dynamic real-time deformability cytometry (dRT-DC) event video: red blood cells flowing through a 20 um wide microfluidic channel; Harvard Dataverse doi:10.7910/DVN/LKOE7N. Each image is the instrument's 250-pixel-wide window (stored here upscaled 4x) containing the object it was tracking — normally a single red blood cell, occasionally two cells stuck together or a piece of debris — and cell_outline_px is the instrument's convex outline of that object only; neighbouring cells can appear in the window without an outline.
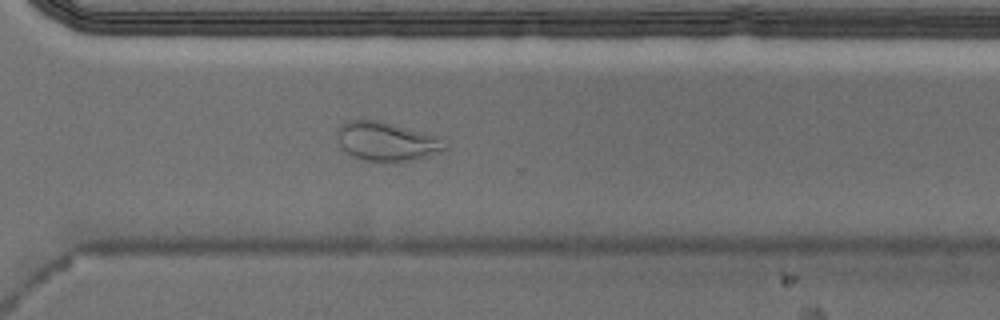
{"species": "Egyptian fruit bat (a non-hibernating species)", "species_latin": "Rousettus aegyptiacus", "temperature_condition": "cold", "stored_images_in_passage": 54, "camera_frame_rate_fps": 3000, "um_per_image_px": 0.085, "animal": {"sex": "male"}, "frame": {"image": 1, "passage_image": 39, "time_ms": 12.667, "image_size_px": [1000, 320], "cell_outline_px": [[448, 148], [412, 160], [368, 160], [356, 156], [348, 152], [340, 144], [336, 136], [336, 132], [348, 120], [380, 120], [424, 132], [436, 136]], "centroid_in_image_um": [32.84, 11.98], "position_along_channel_um": 337.8, "area_um2": 23.47}}